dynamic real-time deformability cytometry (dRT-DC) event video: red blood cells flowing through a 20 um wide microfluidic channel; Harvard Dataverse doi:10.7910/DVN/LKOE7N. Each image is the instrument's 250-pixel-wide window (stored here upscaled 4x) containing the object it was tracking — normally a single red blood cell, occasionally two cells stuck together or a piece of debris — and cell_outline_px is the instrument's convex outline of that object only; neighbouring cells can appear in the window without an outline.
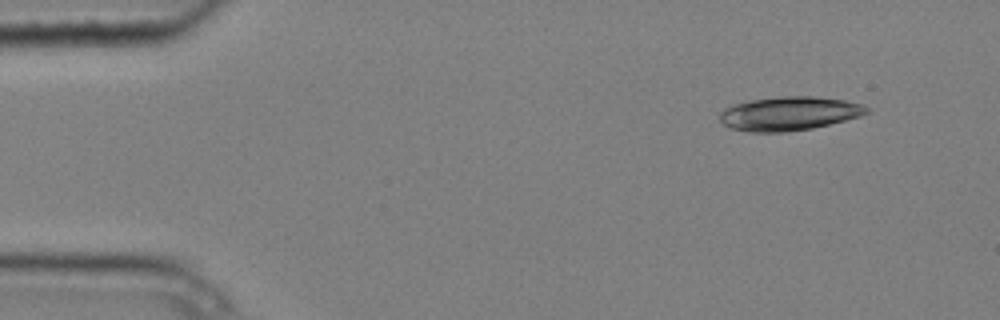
{"species": "common noctule bat (a hibernating species)", "species_latin": "Nyctalus noctula", "temperature_condition": "cold", "stored_images_in_passage": 4, "camera_frame_rate_fps": 3000, "um_per_image_px": 0.085, "animal": {"sex": "male", "body_mass_g": 20.4}, "frame": {"image": 1, "passage_image": 2, "time_ms": 0.333, "image_size_px": [1000, 320], "cell_outline_px": [[872, 112], [860, 116], [812, 128], [788, 132], [748, 132], [732, 128], [724, 124], [720, 120], [720, 112], [724, 108], [732, 104], [748, 100], [780, 96], [812, 96], [844, 100], [860, 104], [868, 108]], "centroid_in_image_um": [67.05, 9.64], "position_along_channel_um": 18.0, "area_um2": 29.02}}